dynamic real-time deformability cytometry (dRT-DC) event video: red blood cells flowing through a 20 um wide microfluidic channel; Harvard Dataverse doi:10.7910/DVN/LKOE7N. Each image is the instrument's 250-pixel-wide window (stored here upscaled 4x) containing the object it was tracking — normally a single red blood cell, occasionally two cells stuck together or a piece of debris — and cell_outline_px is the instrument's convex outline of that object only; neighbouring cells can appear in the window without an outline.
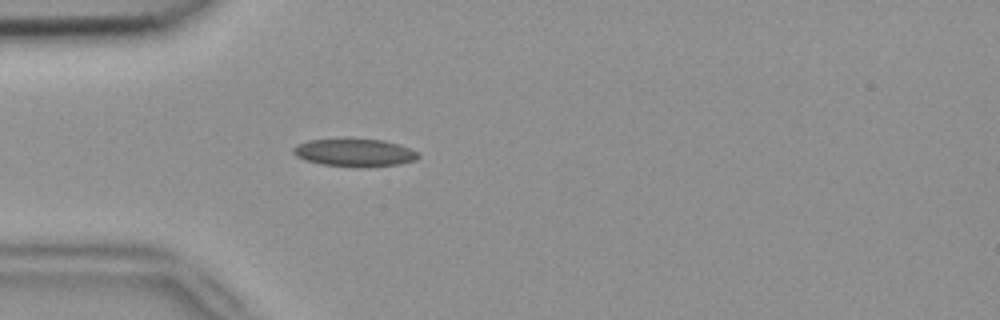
{"species": "common noctule bat (a hibernating species)", "species_latin": "Nyctalus noctula", "temperature_condition": "room temperature", "stored_images_in_passage": 4, "camera_frame_rate_fps": 3000, "um_per_image_px": 0.085, "animal": {"sex": "female", "body_mass_g": 18.4}, "frame": {"image": 1, "passage_image": 4, "time_ms": 1.0, "image_size_px": [1000, 320], "cell_outline_px": [[420, 156], [416, 160], [400, 164], [320, 164], [304, 160], [296, 156], [292, 152], [292, 148], [296, 144], [308, 140], [344, 136], [384, 140], [400, 144], [420, 152]], "centroid_in_image_um": [30.09, 12.87], "position_along_channel_um": 54.9, "area_um2": 20.29}}